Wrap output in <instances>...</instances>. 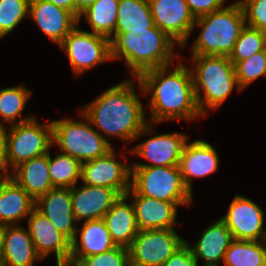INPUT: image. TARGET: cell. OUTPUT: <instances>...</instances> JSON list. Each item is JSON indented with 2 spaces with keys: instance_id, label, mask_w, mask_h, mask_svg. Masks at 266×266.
<instances>
[{
  "instance_id": "28",
  "label": "cell",
  "mask_w": 266,
  "mask_h": 266,
  "mask_svg": "<svg viewBox=\"0 0 266 266\" xmlns=\"http://www.w3.org/2000/svg\"><path fill=\"white\" fill-rule=\"evenodd\" d=\"M119 0H96L79 15L78 24L83 16L92 28V33L111 38L117 25Z\"/></svg>"
},
{
  "instance_id": "15",
  "label": "cell",
  "mask_w": 266,
  "mask_h": 266,
  "mask_svg": "<svg viewBox=\"0 0 266 266\" xmlns=\"http://www.w3.org/2000/svg\"><path fill=\"white\" fill-rule=\"evenodd\" d=\"M27 219L29 235L42 260L55 252L57 266H69L70 241L35 207Z\"/></svg>"
},
{
  "instance_id": "7",
  "label": "cell",
  "mask_w": 266,
  "mask_h": 266,
  "mask_svg": "<svg viewBox=\"0 0 266 266\" xmlns=\"http://www.w3.org/2000/svg\"><path fill=\"white\" fill-rule=\"evenodd\" d=\"M130 187L139 195L190 206L193 193L184 184L179 166L131 167Z\"/></svg>"
},
{
  "instance_id": "1",
  "label": "cell",
  "mask_w": 266,
  "mask_h": 266,
  "mask_svg": "<svg viewBox=\"0 0 266 266\" xmlns=\"http://www.w3.org/2000/svg\"><path fill=\"white\" fill-rule=\"evenodd\" d=\"M170 65L158 67L142 73L138 78L141 94L152 93L149 100L150 123L187 120L203 117L195 95L191 69L178 62L174 70Z\"/></svg>"
},
{
  "instance_id": "16",
  "label": "cell",
  "mask_w": 266,
  "mask_h": 266,
  "mask_svg": "<svg viewBox=\"0 0 266 266\" xmlns=\"http://www.w3.org/2000/svg\"><path fill=\"white\" fill-rule=\"evenodd\" d=\"M125 195L133 200L138 232L169 229L177 225L176 203L139 195L131 187Z\"/></svg>"
},
{
  "instance_id": "32",
  "label": "cell",
  "mask_w": 266,
  "mask_h": 266,
  "mask_svg": "<svg viewBox=\"0 0 266 266\" xmlns=\"http://www.w3.org/2000/svg\"><path fill=\"white\" fill-rule=\"evenodd\" d=\"M266 49V33L259 29L245 26L229 55L230 61L236 62L247 59Z\"/></svg>"
},
{
  "instance_id": "30",
  "label": "cell",
  "mask_w": 266,
  "mask_h": 266,
  "mask_svg": "<svg viewBox=\"0 0 266 266\" xmlns=\"http://www.w3.org/2000/svg\"><path fill=\"white\" fill-rule=\"evenodd\" d=\"M32 92L23 84L0 89V119L10 125L26 122L34 116L22 117V112ZM17 120V118H20Z\"/></svg>"
},
{
  "instance_id": "18",
  "label": "cell",
  "mask_w": 266,
  "mask_h": 266,
  "mask_svg": "<svg viewBox=\"0 0 266 266\" xmlns=\"http://www.w3.org/2000/svg\"><path fill=\"white\" fill-rule=\"evenodd\" d=\"M29 17L57 45L78 25V19L70 11L46 0H30Z\"/></svg>"
},
{
  "instance_id": "34",
  "label": "cell",
  "mask_w": 266,
  "mask_h": 266,
  "mask_svg": "<svg viewBox=\"0 0 266 266\" xmlns=\"http://www.w3.org/2000/svg\"><path fill=\"white\" fill-rule=\"evenodd\" d=\"M235 75L241 90L260 76H266V49L234 64Z\"/></svg>"
},
{
  "instance_id": "6",
  "label": "cell",
  "mask_w": 266,
  "mask_h": 266,
  "mask_svg": "<svg viewBox=\"0 0 266 266\" xmlns=\"http://www.w3.org/2000/svg\"><path fill=\"white\" fill-rule=\"evenodd\" d=\"M82 120L58 119L52 121V145L81 163L105 156L113 149L110 142L81 112Z\"/></svg>"
},
{
  "instance_id": "38",
  "label": "cell",
  "mask_w": 266,
  "mask_h": 266,
  "mask_svg": "<svg viewBox=\"0 0 266 266\" xmlns=\"http://www.w3.org/2000/svg\"><path fill=\"white\" fill-rule=\"evenodd\" d=\"M162 266H199L191 248L185 243Z\"/></svg>"
},
{
  "instance_id": "5",
  "label": "cell",
  "mask_w": 266,
  "mask_h": 266,
  "mask_svg": "<svg viewBox=\"0 0 266 266\" xmlns=\"http://www.w3.org/2000/svg\"><path fill=\"white\" fill-rule=\"evenodd\" d=\"M196 24L201 32L192 45V55L227 57L246 26L243 10L238 1L196 18L193 27Z\"/></svg>"
},
{
  "instance_id": "35",
  "label": "cell",
  "mask_w": 266,
  "mask_h": 266,
  "mask_svg": "<svg viewBox=\"0 0 266 266\" xmlns=\"http://www.w3.org/2000/svg\"><path fill=\"white\" fill-rule=\"evenodd\" d=\"M129 248L116 246L109 251L84 257L76 266H128Z\"/></svg>"
},
{
  "instance_id": "44",
  "label": "cell",
  "mask_w": 266,
  "mask_h": 266,
  "mask_svg": "<svg viewBox=\"0 0 266 266\" xmlns=\"http://www.w3.org/2000/svg\"><path fill=\"white\" fill-rule=\"evenodd\" d=\"M128 266H137V265H134V264H132L131 262L128 264Z\"/></svg>"
},
{
  "instance_id": "2",
  "label": "cell",
  "mask_w": 266,
  "mask_h": 266,
  "mask_svg": "<svg viewBox=\"0 0 266 266\" xmlns=\"http://www.w3.org/2000/svg\"><path fill=\"white\" fill-rule=\"evenodd\" d=\"M134 84L132 80L118 83L81 107L80 111L100 132L124 142L152 133V123L145 119V109L135 93Z\"/></svg>"
},
{
  "instance_id": "20",
  "label": "cell",
  "mask_w": 266,
  "mask_h": 266,
  "mask_svg": "<svg viewBox=\"0 0 266 266\" xmlns=\"http://www.w3.org/2000/svg\"><path fill=\"white\" fill-rule=\"evenodd\" d=\"M78 234L80 239L77 238ZM114 247L116 245L103 219L84 221L70 242L69 266H76L84 257L101 254Z\"/></svg>"
},
{
  "instance_id": "19",
  "label": "cell",
  "mask_w": 266,
  "mask_h": 266,
  "mask_svg": "<svg viewBox=\"0 0 266 266\" xmlns=\"http://www.w3.org/2000/svg\"><path fill=\"white\" fill-rule=\"evenodd\" d=\"M120 195L111 188L77 185L71 188V204L78 222L103 219Z\"/></svg>"
},
{
  "instance_id": "27",
  "label": "cell",
  "mask_w": 266,
  "mask_h": 266,
  "mask_svg": "<svg viewBox=\"0 0 266 266\" xmlns=\"http://www.w3.org/2000/svg\"><path fill=\"white\" fill-rule=\"evenodd\" d=\"M154 26L148 0H119L115 33H130Z\"/></svg>"
},
{
  "instance_id": "42",
  "label": "cell",
  "mask_w": 266,
  "mask_h": 266,
  "mask_svg": "<svg viewBox=\"0 0 266 266\" xmlns=\"http://www.w3.org/2000/svg\"><path fill=\"white\" fill-rule=\"evenodd\" d=\"M8 170L9 169L6 167L4 156L0 155V181H4L10 177V172Z\"/></svg>"
},
{
  "instance_id": "41",
  "label": "cell",
  "mask_w": 266,
  "mask_h": 266,
  "mask_svg": "<svg viewBox=\"0 0 266 266\" xmlns=\"http://www.w3.org/2000/svg\"><path fill=\"white\" fill-rule=\"evenodd\" d=\"M96 0H75V17L78 19L79 15L90 7Z\"/></svg>"
},
{
  "instance_id": "12",
  "label": "cell",
  "mask_w": 266,
  "mask_h": 266,
  "mask_svg": "<svg viewBox=\"0 0 266 266\" xmlns=\"http://www.w3.org/2000/svg\"><path fill=\"white\" fill-rule=\"evenodd\" d=\"M115 149L105 156L82 163L84 185L114 189L120 196L130 189L131 166L116 160Z\"/></svg>"
},
{
  "instance_id": "24",
  "label": "cell",
  "mask_w": 266,
  "mask_h": 266,
  "mask_svg": "<svg viewBox=\"0 0 266 266\" xmlns=\"http://www.w3.org/2000/svg\"><path fill=\"white\" fill-rule=\"evenodd\" d=\"M12 172L10 177L34 200L55 188L49 172V153L20 163Z\"/></svg>"
},
{
  "instance_id": "29",
  "label": "cell",
  "mask_w": 266,
  "mask_h": 266,
  "mask_svg": "<svg viewBox=\"0 0 266 266\" xmlns=\"http://www.w3.org/2000/svg\"><path fill=\"white\" fill-rule=\"evenodd\" d=\"M223 262L224 266H266V241L234 239Z\"/></svg>"
},
{
  "instance_id": "26",
  "label": "cell",
  "mask_w": 266,
  "mask_h": 266,
  "mask_svg": "<svg viewBox=\"0 0 266 266\" xmlns=\"http://www.w3.org/2000/svg\"><path fill=\"white\" fill-rule=\"evenodd\" d=\"M35 200L11 177L0 184V224L19 225L30 215Z\"/></svg>"
},
{
  "instance_id": "33",
  "label": "cell",
  "mask_w": 266,
  "mask_h": 266,
  "mask_svg": "<svg viewBox=\"0 0 266 266\" xmlns=\"http://www.w3.org/2000/svg\"><path fill=\"white\" fill-rule=\"evenodd\" d=\"M30 0H0V39L29 15Z\"/></svg>"
},
{
  "instance_id": "22",
  "label": "cell",
  "mask_w": 266,
  "mask_h": 266,
  "mask_svg": "<svg viewBox=\"0 0 266 266\" xmlns=\"http://www.w3.org/2000/svg\"><path fill=\"white\" fill-rule=\"evenodd\" d=\"M233 236L225 222L219 218L215 223H211L201 233L200 239L191 246L197 263L199 259L203 260L202 266H219V262L224 261L225 253L233 241Z\"/></svg>"
},
{
  "instance_id": "4",
  "label": "cell",
  "mask_w": 266,
  "mask_h": 266,
  "mask_svg": "<svg viewBox=\"0 0 266 266\" xmlns=\"http://www.w3.org/2000/svg\"><path fill=\"white\" fill-rule=\"evenodd\" d=\"M192 61L194 68L191 72L195 95L202 115H205L208 109H218L234 87L238 92L242 91L236 79L234 64L229 57L192 55Z\"/></svg>"
},
{
  "instance_id": "39",
  "label": "cell",
  "mask_w": 266,
  "mask_h": 266,
  "mask_svg": "<svg viewBox=\"0 0 266 266\" xmlns=\"http://www.w3.org/2000/svg\"><path fill=\"white\" fill-rule=\"evenodd\" d=\"M3 124L0 122V155L5 156L9 129L7 130Z\"/></svg>"
},
{
  "instance_id": "8",
  "label": "cell",
  "mask_w": 266,
  "mask_h": 266,
  "mask_svg": "<svg viewBox=\"0 0 266 266\" xmlns=\"http://www.w3.org/2000/svg\"><path fill=\"white\" fill-rule=\"evenodd\" d=\"M34 117L29 121L9 127L4 156L7 169L13 170L20 163L49 153L52 146V121L45 124Z\"/></svg>"
},
{
  "instance_id": "9",
  "label": "cell",
  "mask_w": 266,
  "mask_h": 266,
  "mask_svg": "<svg viewBox=\"0 0 266 266\" xmlns=\"http://www.w3.org/2000/svg\"><path fill=\"white\" fill-rule=\"evenodd\" d=\"M68 55L75 75L111 60L110 39L77 26L58 45Z\"/></svg>"
},
{
  "instance_id": "37",
  "label": "cell",
  "mask_w": 266,
  "mask_h": 266,
  "mask_svg": "<svg viewBox=\"0 0 266 266\" xmlns=\"http://www.w3.org/2000/svg\"><path fill=\"white\" fill-rule=\"evenodd\" d=\"M195 18L210 14L224 7L226 0H185Z\"/></svg>"
},
{
  "instance_id": "11",
  "label": "cell",
  "mask_w": 266,
  "mask_h": 266,
  "mask_svg": "<svg viewBox=\"0 0 266 266\" xmlns=\"http://www.w3.org/2000/svg\"><path fill=\"white\" fill-rule=\"evenodd\" d=\"M154 24L185 48L195 17L185 0H148Z\"/></svg>"
},
{
  "instance_id": "3",
  "label": "cell",
  "mask_w": 266,
  "mask_h": 266,
  "mask_svg": "<svg viewBox=\"0 0 266 266\" xmlns=\"http://www.w3.org/2000/svg\"><path fill=\"white\" fill-rule=\"evenodd\" d=\"M175 41L156 25L130 33H114L110 38L111 60L123 59L130 73L138 78L142 73L171 65Z\"/></svg>"
},
{
  "instance_id": "21",
  "label": "cell",
  "mask_w": 266,
  "mask_h": 266,
  "mask_svg": "<svg viewBox=\"0 0 266 266\" xmlns=\"http://www.w3.org/2000/svg\"><path fill=\"white\" fill-rule=\"evenodd\" d=\"M219 157L215 148L204 140H195L185 145L179 160V169L184 184L192 193L193 177H204L218 169Z\"/></svg>"
},
{
  "instance_id": "10",
  "label": "cell",
  "mask_w": 266,
  "mask_h": 266,
  "mask_svg": "<svg viewBox=\"0 0 266 266\" xmlns=\"http://www.w3.org/2000/svg\"><path fill=\"white\" fill-rule=\"evenodd\" d=\"M185 243L174 228L138 232L129 247L130 262L137 266H162Z\"/></svg>"
},
{
  "instance_id": "25",
  "label": "cell",
  "mask_w": 266,
  "mask_h": 266,
  "mask_svg": "<svg viewBox=\"0 0 266 266\" xmlns=\"http://www.w3.org/2000/svg\"><path fill=\"white\" fill-rule=\"evenodd\" d=\"M129 197L121 195L104 215L103 220L116 246L129 248L136 237L137 220L132 202L126 203Z\"/></svg>"
},
{
  "instance_id": "13",
  "label": "cell",
  "mask_w": 266,
  "mask_h": 266,
  "mask_svg": "<svg viewBox=\"0 0 266 266\" xmlns=\"http://www.w3.org/2000/svg\"><path fill=\"white\" fill-rule=\"evenodd\" d=\"M235 240L266 241L264 213L247 197L236 195L221 217Z\"/></svg>"
},
{
  "instance_id": "17",
  "label": "cell",
  "mask_w": 266,
  "mask_h": 266,
  "mask_svg": "<svg viewBox=\"0 0 266 266\" xmlns=\"http://www.w3.org/2000/svg\"><path fill=\"white\" fill-rule=\"evenodd\" d=\"M35 208L70 242L75 237L78 221L72 210L71 188L55 187L35 200Z\"/></svg>"
},
{
  "instance_id": "43",
  "label": "cell",
  "mask_w": 266,
  "mask_h": 266,
  "mask_svg": "<svg viewBox=\"0 0 266 266\" xmlns=\"http://www.w3.org/2000/svg\"><path fill=\"white\" fill-rule=\"evenodd\" d=\"M7 225L0 224V259H1V253H2V247H3V237H4V232L6 229Z\"/></svg>"
},
{
  "instance_id": "40",
  "label": "cell",
  "mask_w": 266,
  "mask_h": 266,
  "mask_svg": "<svg viewBox=\"0 0 266 266\" xmlns=\"http://www.w3.org/2000/svg\"><path fill=\"white\" fill-rule=\"evenodd\" d=\"M54 5L70 11L75 16V0H46Z\"/></svg>"
},
{
  "instance_id": "23",
  "label": "cell",
  "mask_w": 266,
  "mask_h": 266,
  "mask_svg": "<svg viewBox=\"0 0 266 266\" xmlns=\"http://www.w3.org/2000/svg\"><path fill=\"white\" fill-rule=\"evenodd\" d=\"M41 261L37 254L28 229L20 225H7L1 253V266H34V261Z\"/></svg>"
},
{
  "instance_id": "36",
  "label": "cell",
  "mask_w": 266,
  "mask_h": 266,
  "mask_svg": "<svg viewBox=\"0 0 266 266\" xmlns=\"http://www.w3.org/2000/svg\"><path fill=\"white\" fill-rule=\"evenodd\" d=\"M247 26L266 33V0H239Z\"/></svg>"
},
{
  "instance_id": "14",
  "label": "cell",
  "mask_w": 266,
  "mask_h": 266,
  "mask_svg": "<svg viewBox=\"0 0 266 266\" xmlns=\"http://www.w3.org/2000/svg\"><path fill=\"white\" fill-rule=\"evenodd\" d=\"M185 133H163L148 138L130 150L150 163H131V167H171L178 166L185 145Z\"/></svg>"
},
{
  "instance_id": "31",
  "label": "cell",
  "mask_w": 266,
  "mask_h": 266,
  "mask_svg": "<svg viewBox=\"0 0 266 266\" xmlns=\"http://www.w3.org/2000/svg\"><path fill=\"white\" fill-rule=\"evenodd\" d=\"M82 163L72 156L59 153L52 158L49 152V172L54 187L72 188L81 179Z\"/></svg>"
}]
</instances>
